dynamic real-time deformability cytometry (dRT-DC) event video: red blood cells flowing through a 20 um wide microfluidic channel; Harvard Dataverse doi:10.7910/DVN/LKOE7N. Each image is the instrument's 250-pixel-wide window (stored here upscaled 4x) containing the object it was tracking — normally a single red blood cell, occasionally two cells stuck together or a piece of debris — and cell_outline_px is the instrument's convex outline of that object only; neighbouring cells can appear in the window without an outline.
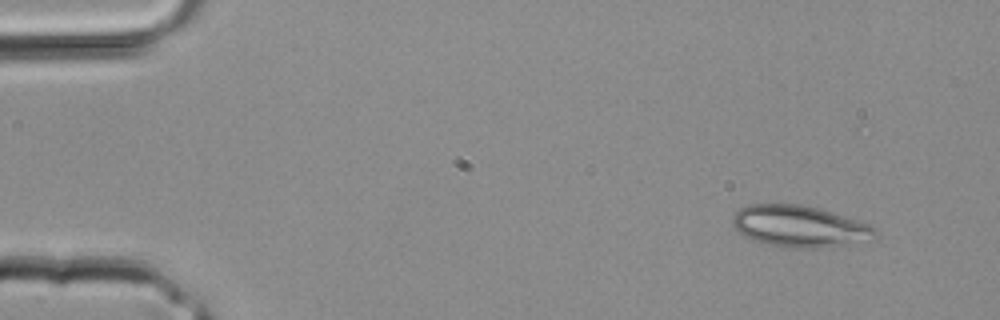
{"species": "common noctule bat (a hibernating species)", "species_latin": "Nyctalus noctula", "temperature_condition": "room temperature", "stored_images_in_passage": 3, "camera_frame_rate_fps": 3000, "um_per_image_px": 0.085, "animal": {"sex": "male", "body_mass_g": 20.4}, "frame": {"image": 1, "passage_image": 3, "time_ms": 0.667, "image_size_px": [1000, 320], "cell_outline_px": [[880, 232], [876, 240], [816, 248], [784, 248], [752, 240], [736, 232], [732, 224], [732, 216], [740, 208], [748, 204], [800, 204], [820, 208], [868, 224], [876, 228]], "centroid_in_image_um": [67.97, 19.25], "position_along_channel_um": 17.0, "area_um2": 35.03}}